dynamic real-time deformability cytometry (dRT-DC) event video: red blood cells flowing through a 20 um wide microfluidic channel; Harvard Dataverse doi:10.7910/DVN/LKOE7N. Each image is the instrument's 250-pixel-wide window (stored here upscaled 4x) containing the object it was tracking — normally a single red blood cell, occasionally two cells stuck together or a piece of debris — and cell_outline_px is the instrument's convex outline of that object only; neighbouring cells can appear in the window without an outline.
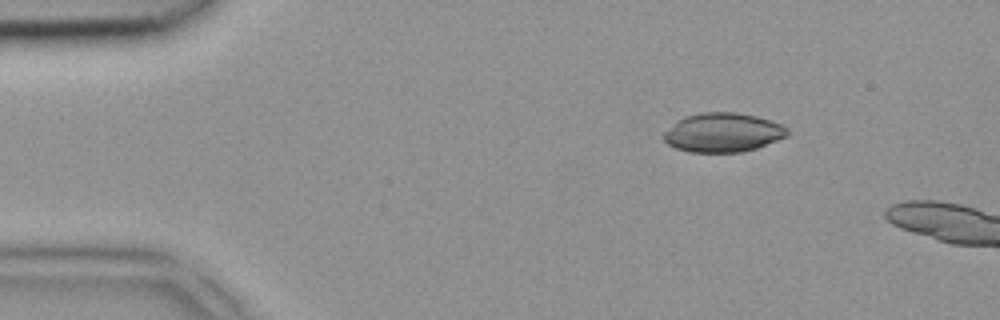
{"species": "common noctule bat (a hibernating species)", "species_latin": "Nyctalus noctula", "temperature_condition": "room temperature", "stored_images_in_passage": 3, "camera_frame_rate_fps": 3000, "um_per_image_px": 0.085, "animal": {"sex": "female", "body_mass_g": 18.4}, "frame": {"image": 1, "passage_image": 1, "time_ms": 0.0, "image_size_px": [1000, 320], "cell_outline_px": [[788, 136], [756, 148], [740, 152], [688, 152], [676, 148], [668, 144], [664, 140], [664, 132], [684, 116], [700, 112], [736, 112], [756, 116], [772, 120], [788, 128]], "centroid_in_image_um": [61.46, 11.26], "position_along_channel_um": 23.5, "area_um2": 28.15}}